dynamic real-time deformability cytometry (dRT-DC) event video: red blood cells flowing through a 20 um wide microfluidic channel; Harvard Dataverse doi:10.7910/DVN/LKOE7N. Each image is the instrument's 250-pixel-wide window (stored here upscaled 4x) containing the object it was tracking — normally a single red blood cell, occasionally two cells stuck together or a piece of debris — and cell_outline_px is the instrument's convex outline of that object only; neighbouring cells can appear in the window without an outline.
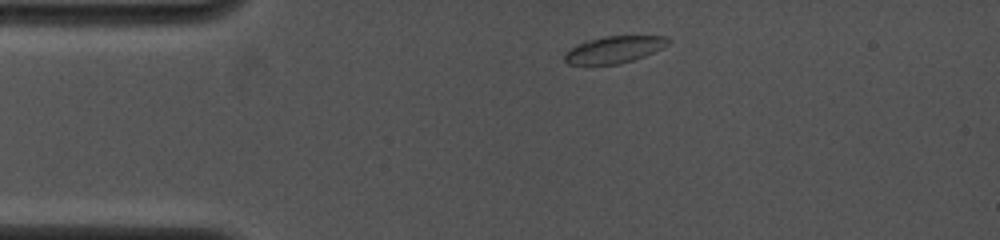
{"species": "common noctule bat (a hibernating species)", "species_latin": "Nyctalus noctula", "temperature_condition": "cold", "stored_images_in_passage": 2, "camera_frame_rate_fps": 4000, "um_per_image_px": 0.085, "animal": {"sex": "female", "body_mass_g": 19.0, "forearm_length_mm": 53.3}, "frame": {"image": 1, "passage_image": 1, "time_ms": 0.0, "image_size_px": [1000, 240], "cell_outline_px": [[672, 40], [668, 44], [644, 56], [620, 64], [568, 64], [564, 60], [564, 52], [584, 40], [604, 36], [668, 36]], "centroid_in_image_um": [52.18, 4.2], "position_along_channel_um": 32.8, "area_um2": 16.24}}